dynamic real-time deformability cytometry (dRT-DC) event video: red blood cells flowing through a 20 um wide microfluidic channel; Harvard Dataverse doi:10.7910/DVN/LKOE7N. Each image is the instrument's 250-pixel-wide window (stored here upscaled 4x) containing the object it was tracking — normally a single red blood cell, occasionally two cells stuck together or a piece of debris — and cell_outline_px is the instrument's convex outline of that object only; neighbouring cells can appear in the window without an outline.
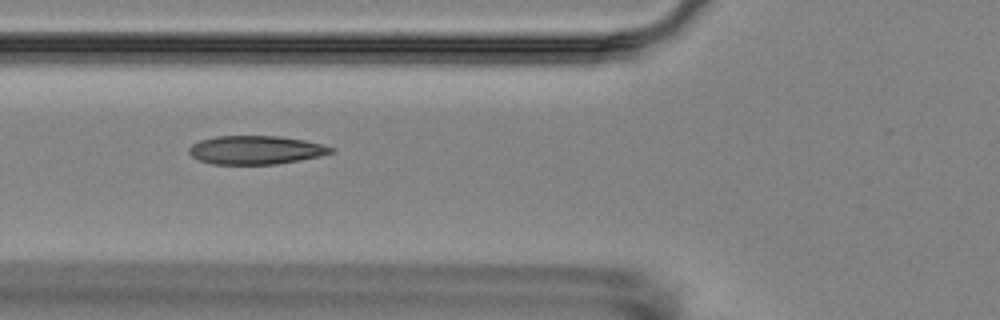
{"species": "Egyptian fruit bat (a non-hibernating species)", "species_latin": "Rousettus aegyptiacus", "temperature_condition": "room temperature", "stored_images_in_passage": 17, "camera_frame_rate_fps": 3000, "um_per_image_px": 0.085, "animal": {"sex": "female"}, "frame": {"image": 1, "passage_image": 7, "time_ms": 6.667, "image_size_px": [1000, 320], "cell_outline_px": [[336, 152], [320, 156], [300, 160], [276, 164], [212, 164], [200, 160], [192, 156], [188, 152], [188, 148], [192, 144], [200, 140], [216, 136], [280, 136], [304, 140], [336, 148]], "centroid_in_image_um": [21.76, 12.75], "position_along_channel_um": 104.0, "area_um2": 23.7}}
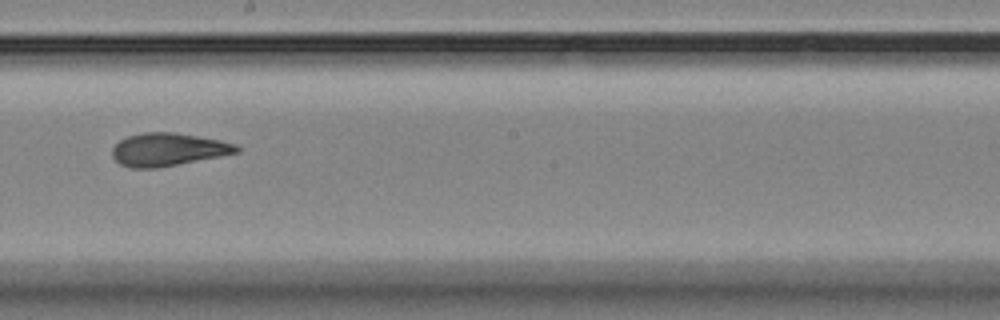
{"frame": {"image": 2, "passage_image": 10, "time_ms": 10.333, "image_size_px": [1000, 320], "cell_outline_px": [[240, 152], [156, 168], [128, 168], [120, 164], [112, 156], [112, 148], [120, 140], [128, 136], [144, 132], [176, 132], [220, 140], [236, 144], [240, 148]], "centroid_in_image_um": [14.27, 12.7], "position_along_channel_um": 233.9, "area_um2": 23.76}}
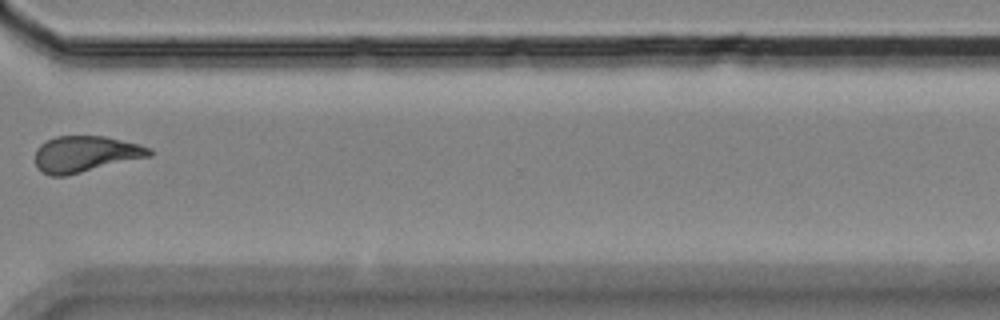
{"frame": {"image": 3, "passage_image": 13, "time_ms": 14.0, "image_size_px": [1000, 320], "cell_outline_px": [[152, 156], [64, 176], [48, 176], [36, 168], [36, 148], [40, 144], [56, 136], [104, 136], [140, 144], [148, 148], [152, 152]], "centroid_in_image_um": [7.24, 13.1], "position_along_channel_um": 363.4, "area_um2": 24.04}, "authors_computed_cell_mechanics": {"area_um2": 23.8714, "velocity_mm_per_s": 3.537, "shape_relaxation_time_tau1_ms": 7.705, "shape_relaxation_time_tau2_ms": 1.8015, "deformation_change_tau1": 0.1958, "deformation_change_tau2": 0.0835}}